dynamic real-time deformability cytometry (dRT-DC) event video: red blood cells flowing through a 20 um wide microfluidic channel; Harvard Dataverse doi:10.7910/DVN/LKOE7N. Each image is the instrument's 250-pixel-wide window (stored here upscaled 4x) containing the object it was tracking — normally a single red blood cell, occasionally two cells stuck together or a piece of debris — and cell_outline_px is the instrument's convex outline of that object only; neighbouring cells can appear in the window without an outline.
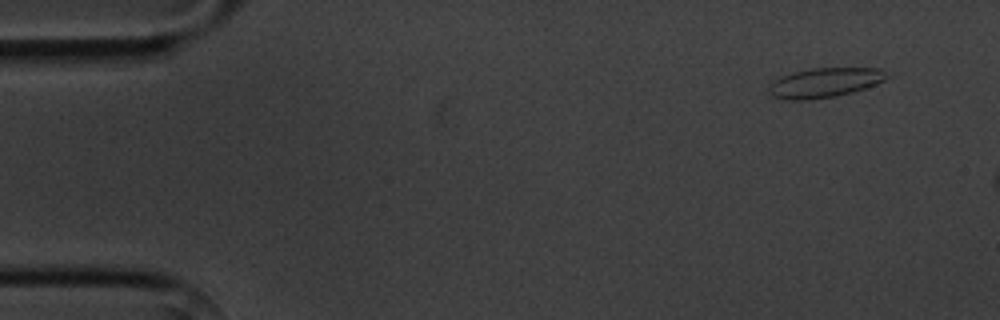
{"species": "common noctule bat (a hibernating species)", "species_latin": "Nyctalus noctula", "temperature_condition": "cold", "stored_images_in_passage": 3, "camera_frame_rate_fps": 3000, "um_per_image_px": 0.085, "animal": {"sex": "male", "body_mass_g": 20.1, "forearm_length_mm": 53.5}, "frame": {"image": 1, "passage_image": 1, "time_ms": 0.0, "image_size_px": [1000, 320], "cell_outline_px": [[892, 76], [884, 80], [864, 88], [852, 92], [836, 96], [808, 100], [788, 100], [772, 96], [768, 92], [768, 88], [772, 80], [780, 76], [812, 68], [880, 68]], "centroid_in_image_um": [70.08, 7.03], "position_along_channel_um": 14.9, "area_um2": 20.4}}